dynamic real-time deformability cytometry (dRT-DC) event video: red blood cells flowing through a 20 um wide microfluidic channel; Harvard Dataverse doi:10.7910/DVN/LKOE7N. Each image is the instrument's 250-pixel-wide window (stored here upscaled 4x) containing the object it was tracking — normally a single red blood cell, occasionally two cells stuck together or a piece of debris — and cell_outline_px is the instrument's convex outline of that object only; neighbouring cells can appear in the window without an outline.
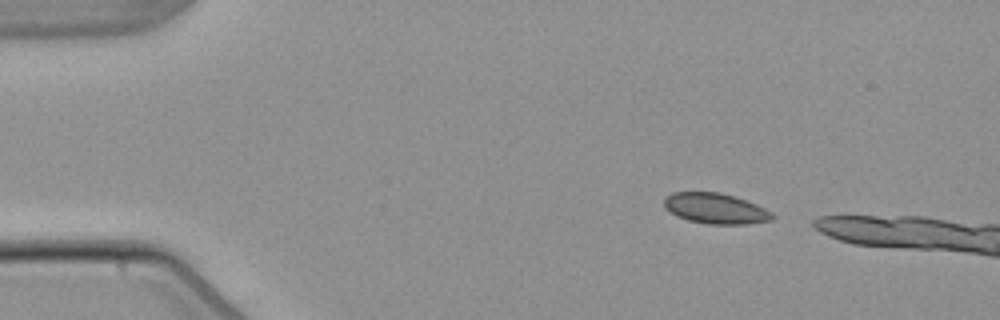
{"species": "common noctule bat (a hibernating species)", "species_latin": "Nyctalus noctula", "temperature_condition": "warm", "stored_images_in_passage": 3, "camera_frame_rate_fps": 3000, "um_per_image_px": 0.085, "animal": {"sex": "male", "body_mass_g": 21.5, "forearm_length_mm": 52.0}, "frame": {"image": 1, "passage_image": 1, "time_ms": 0.0, "image_size_px": [1000, 320], "cell_outline_px": [[776, 216], [772, 220], [748, 224], [708, 224], [688, 220], [676, 216], [664, 208], [664, 200], [672, 192], [720, 192], [756, 204], [772, 212]], "centroid_in_image_um": [60.82, 17.73], "position_along_channel_um": 24.2, "area_um2": 19.25}}